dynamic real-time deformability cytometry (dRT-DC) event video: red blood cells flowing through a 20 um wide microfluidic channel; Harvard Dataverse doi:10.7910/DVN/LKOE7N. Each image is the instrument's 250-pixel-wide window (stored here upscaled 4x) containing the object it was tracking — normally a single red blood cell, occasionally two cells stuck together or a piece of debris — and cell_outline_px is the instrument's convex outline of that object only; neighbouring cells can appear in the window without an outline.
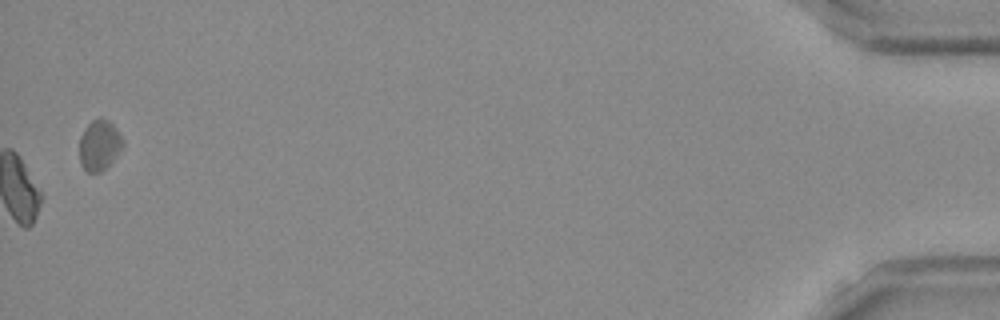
{"species": "Egyptian fruit bat (a non-hibernating species)", "species_latin": "Rousettus aegyptiacus", "temperature_condition": "room temperature", "stored_images_in_passage": 41, "camera_frame_rate_fps": 3000, "um_per_image_px": 0.085, "frame": {"image": 1, "passage_image": 41, "time_ms": 13.333, "image_size_px": [1000, 320], "cell_outline_px": [[124, 148], [100, 172], [88, 172], [80, 164], [80, 136], [84, 128], [92, 120], [100, 116], [108, 120], [116, 128], [124, 140]], "centroid_in_image_um": [8.46, 12.3], "position_along_channel_um": 426.7, "area_um2": 12.83}}